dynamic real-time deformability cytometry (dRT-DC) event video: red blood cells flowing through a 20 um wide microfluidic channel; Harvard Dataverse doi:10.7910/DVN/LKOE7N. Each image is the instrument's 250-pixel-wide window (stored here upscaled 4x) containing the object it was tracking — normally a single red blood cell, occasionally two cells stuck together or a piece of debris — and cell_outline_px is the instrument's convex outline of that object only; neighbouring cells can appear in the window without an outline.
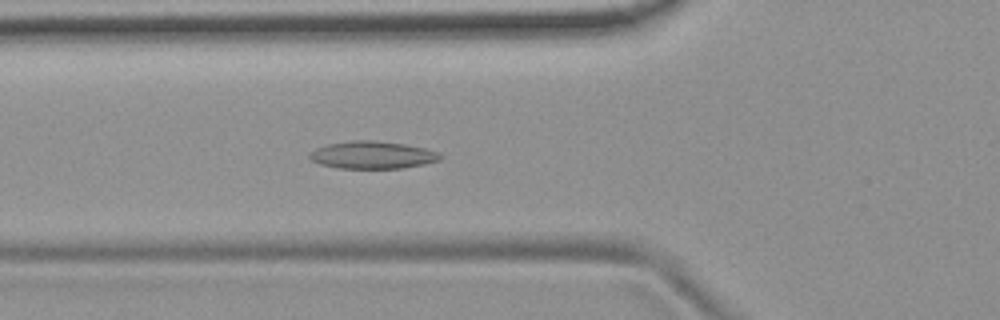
{"species": "common noctule bat (a hibernating species)", "species_latin": "Nyctalus noctula", "temperature_condition": "room temperature", "stored_images_in_passage": 5, "camera_frame_rate_fps": 3000, "um_per_image_px": 0.085, "animal": {"sex": "female", "body_mass_g": 19.9}, "frame": {"image": 1, "passage_image": 5, "time_ms": 5.333, "image_size_px": [1000, 320], "cell_outline_px": [[444, 156], [440, 160], [424, 164], [404, 168], [336, 168], [320, 164], [308, 160], [308, 152], [316, 148], [328, 144], [352, 140], [372, 140], [404, 144], [424, 148], [440, 152]], "centroid_in_image_um": [31.64, 13.18], "position_along_channel_um": 94.2, "area_um2": 21.15}}